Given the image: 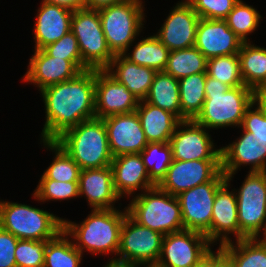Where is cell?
Returning <instances> with one entry per match:
<instances>
[{
    "label": "cell",
    "mask_w": 266,
    "mask_h": 267,
    "mask_svg": "<svg viewBox=\"0 0 266 267\" xmlns=\"http://www.w3.org/2000/svg\"><path fill=\"white\" fill-rule=\"evenodd\" d=\"M35 201H62L79 198L78 182H60L52 179H40L33 191Z\"/></svg>",
    "instance_id": "cell-38"
},
{
    "label": "cell",
    "mask_w": 266,
    "mask_h": 267,
    "mask_svg": "<svg viewBox=\"0 0 266 267\" xmlns=\"http://www.w3.org/2000/svg\"><path fill=\"white\" fill-rule=\"evenodd\" d=\"M127 0H86V8L99 9L108 5L119 4Z\"/></svg>",
    "instance_id": "cell-46"
},
{
    "label": "cell",
    "mask_w": 266,
    "mask_h": 267,
    "mask_svg": "<svg viewBox=\"0 0 266 267\" xmlns=\"http://www.w3.org/2000/svg\"><path fill=\"white\" fill-rule=\"evenodd\" d=\"M113 157L141 153L148 141L136 111L103 118Z\"/></svg>",
    "instance_id": "cell-18"
},
{
    "label": "cell",
    "mask_w": 266,
    "mask_h": 267,
    "mask_svg": "<svg viewBox=\"0 0 266 267\" xmlns=\"http://www.w3.org/2000/svg\"><path fill=\"white\" fill-rule=\"evenodd\" d=\"M225 182V174L220 171L211 181L177 195L184 229L202 233L209 240L215 194Z\"/></svg>",
    "instance_id": "cell-11"
},
{
    "label": "cell",
    "mask_w": 266,
    "mask_h": 267,
    "mask_svg": "<svg viewBox=\"0 0 266 267\" xmlns=\"http://www.w3.org/2000/svg\"><path fill=\"white\" fill-rule=\"evenodd\" d=\"M242 44L225 20L200 18L194 46L207 59L237 54Z\"/></svg>",
    "instance_id": "cell-21"
},
{
    "label": "cell",
    "mask_w": 266,
    "mask_h": 267,
    "mask_svg": "<svg viewBox=\"0 0 266 267\" xmlns=\"http://www.w3.org/2000/svg\"><path fill=\"white\" fill-rule=\"evenodd\" d=\"M164 72L177 80L189 75L207 72V58L195 46L173 50L169 53Z\"/></svg>",
    "instance_id": "cell-33"
},
{
    "label": "cell",
    "mask_w": 266,
    "mask_h": 267,
    "mask_svg": "<svg viewBox=\"0 0 266 267\" xmlns=\"http://www.w3.org/2000/svg\"><path fill=\"white\" fill-rule=\"evenodd\" d=\"M194 267H214V251L212 250Z\"/></svg>",
    "instance_id": "cell-47"
},
{
    "label": "cell",
    "mask_w": 266,
    "mask_h": 267,
    "mask_svg": "<svg viewBox=\"0 0 266 267\" xmlns=\"http://www.w3.org/2000/svg\"><path fill=\"white\" fill-rule=\"evenodd\" d=\"M130 45L134 46L130 53L125 52L122 55L130 62L140 66L155 69L157 72L164 71L169 58L170 50L162 44V42L155 35H148L136 43Z\"/></svg>",
    "instance_id": "cell-29"
},
{
    "label": "cell",
    "mask_w": 266,
    "mask_h": 267,
    "mask_svg": "<svg viewBox=\"0 0 266 267\" xmlns=\"http://www.w3.org/2000/svg\"><path fill=\"white\" fill-rule=\"evenodd\" d=\"M145 101L171 112L181 121L179 82L164 71L155 74Z\"/></svg>",
    "instance_id": "cell-28"
},
{
    "label": "cell",
    "mask_w": 266,
    "mask_h": 267,
    "mask_svg": "<svg viewBox=\"0 0 266 267\" xmlns=\"http://www.w3.org/2000/svg\"><path fill=\"white\" fill-rule=\"evenodd\" d=\"M43 147L54 152L52 163L44 170L40 179L60 182H79L80 167L55 141H40Z\"/></svg>",
    "instance_id": "cell-34"
},
{
    "label": "cell",
    "mask_w": 266,
    "mask_h": 267,
    "mask_svg": "<svg viewBox=\"0 0 266 267\" xmlns=\"http://www.w3.org/2000/svg\"><path fill=\"white\" fill-rule=\"evenodd\" d=\"M241 127L252 133L255 138L266 140V98L264 96H258L246 109Z\"/></svg>",
    "instance_id": "cell-40"
},
{
    "label": "cell",
    "mask_w": 266,
    "mask_h": 267,
    "mask_svg": "<svg viewBox=\"0 0 266 267\" xmlns=\"http://www.w3.org/2000/svg\"><path fill=\"white\" fill-rule=\"evenodd\" d=\"M78 189L79 197H86L90 209H113L121 199L114 187L111 166L81 170Z\"/></svg>",
    "instance_id": "cell-23"
},
{
    "label": "cell",
    "mask_w": 266,
    "mask_h": 267,
    "mask_svg": "<svg viewBox=\"0 0 266 267\" xmlns=\"http://www.w3.org/2000/svg\"><path fill=\"white\" fill-rule=\"evenodd\" d=\"M143 0H127L98 9L109 49L114 55L130 52V45L138 39L145 24Z\"/></svg>",
    "instance_id": "cell-7"
},
{
    "label": "cell",
    "mask_w": 266,
    "mask_h": 267,
    "mask_svg": "<svg viewBox=\"0 0 266 267\" xmlns=\"http://www.w3.org/2000/svg\"><path fill=\"white\" fill-rule=\"evenodd\" d=\"M239 0L224 19L227 26L243 41L249 42L248 35L254 33L263 18L255 7Z\"/></svg>",
    "instance_id": "cell-36"
},
{
    "label": "cell",
    "mask_w": 266,
    "mask_h": 267,
    "mask_svg": "<svg viewBox=\"0 0 266 267\" xmlns=\"http://www.w3.org/2000/svg\"><path fill=\"white\" fill-rule=\"evenodd\" d=\"M207 72L189 75L179 82L181 121L194 120L200 113L206 99L205 84Z\"/></svg>",
    "instance_id": "cell-30"
},
{
    "label": "cell",
    "mask_w": 266,
    "mask_h": 267,
    "mask_svg": "<svg viewBox=\"0 0 266 267\" xmlns=\"http://www.w3.org/2000/svg\"><path fill=\"white\" fill-rule=\"evenodd\" d=\"M0 227L18 239L51 240L63 230V218L29 204L0 200Z\"/></svg>",
    "instance_id": "cell-6"
},
{
    "label": "cell",
    "mask_w": 266,
    "mask_h": 267,
    "mask_svg": "<svg viewBox=\"0 0 266 267\" xmlns=\"http://www.w3.org/2000/svg\"><path fill=\"white\" fill-rule=\"evenodd\" d=\"M164 235L142 226L126 214L120 233L117 261L137 267L155 266L161 254Z\"/></svg>",
    "instance_id": "cell-9"
},
{
    "label": "cell",
    "mask_w": 266,
    "mask_h": 267,
    "mask_svg": "<svg viewBox=\"0 0 266 267\" xmlns=\"http://www.w3.org/2000/svg\"><path fill=\"white\" fill-rule=\"evenodd\" d=\"M183 1V2H182ZM200 17L187 0H181L171 9L164 23L154 35L170 51L193 47Z\"/></svg>",
    "instance_id": "cell-17"
},
{
    "label": "cell",
    "mask_w": 266,
    "mask_h": 267,
    "mask_svg": "<svg viewBox=\"0 0 266 267\" xmlns=\"http://www.w3.org/2000/svg\"><path fill=\"white\" fill-rule=\"evenodd\" d=\"M214 267H235L231 258L220 248L214 251Z\"/></svg>",
    "instance_id": "cell-44"
},
{
    "label": "cell",
    "mask_w": 266,
    "mask_h": 267,
    "mask_svg": "<svg viewBox=\"0 0 266 267\" xmlns=\"http://www.w3.org/2000/svg\"><path fill=\"white\" fill-rule=\"evenodd\" d=\"M83 169L111 166L107 129L101 118L82 121L54 140Z\"/></svg>",
    "instance_id": "cell-4"
},
{
    "label": "cell",
    "mask_w": 266,
    "mask_h": 267,
    "mask_svg": "<svg viewBox=\"0 0 266 267\" xmlns=\"http://www.w3.org/2000/svg\"><path fill=\"white\" fill-rule=\"evenodd\" d=\"M221 171V160H172L165 177L157 185L173 196L211 181Z\"/></svg>",
    "instance_id": "cell-16"
},
{
    "label": "cell",
    "mask_w": 266,
    "mask_h": 267,
    "mask_svg": "<svg viewBox=\"0 0 266 267\" xmlns=\"http://www.w3.org/2000/svg\"><path fill=\"white\" fill-rule=\"evenodd\" d=\"M127 205V214L134 221L164 236L184 229L177 196L158 186L137 193Z\"/></svg>",
    "instance_id": "cell-5"
},
{
    "label": "cell",
    "mask_w": 266,
    "mask_h": 267,
    "mask_svg": "<svg viewBox=\"0 0 266 267\" xmlns=\"http://www.w3.org/2000/svg\"><path fill=\"white\" fill-rule=\"evenodd\" d=\"M83 257L72 239L62 230L46 244L44 267H80Z\"/></svg>",
    "instance_id": "cell-32"
},
{
    "label": "cell",
    "mask_w": 266,
    "mask_h": 267,
    "mask_svg": "<svg viewBox=\"0 0 266 267\" xmlns=\"http://www.w3.org/2000/svg\"><path fill=\"white\" fill-rule=\"evenodd\" d=\"M229 187L230 182L226 181L215 194L209 228V241L214 245L231 242L232 235L235 240L246 238L239 229L236 192L234 189L230 191Z\"/></svg>",
    "instance_id": "cell-19"
},
{
    "label": "cell",
    "mask_w": 266,
    "mask_h": 267,
    "mask_svg": "<svg viewBox=\"0 0 266 267\" xmlns=\"http://www.w3.org/2000/svg\"><path fill=\"white\" fill-rule=\"evenodd\" d=\"M18 238L0 227V267H17L15 249Z\"/></svg>",
    "instance_id": "cell-43"
},
{
    "label": "cell",
    "mask_w": 266,
    "mask_h": 267,
    "mask_svg": "<svg viewBox=\"0 0 266 267\" xmlns=\"http://www.w3.org/2000/svg\"><path fill=\"white\" fill-rule=\"evenodd\" d=\"M47 242L48 240L19 239L15 249L17 267H44Z\"/></svg>",
    "instance_id": "cell-39"
},
{
    "label": "cell",
    "mask_w": 266,
    "mask_h": 267,
    "mask_svg": "<svg viewBox=\"0 0 266 267\" xmlns=\"http://www.w3.org/2000/svg\"><path fill=\"white\" fill-rule=\"evenodd\" d=\"M240 137L221 148V171L226 181H232L241 166L250 167L249 172H266V140L257 139L241 126Z\"/></svg>",
    "instance_id": "cell-14"
},
{
    "label": "cell",
    "mask_w": 266,
    "mask_h": 267,
    "mask_svg": "<svg viewBox=\"0 0 266 267\" xmlns=\"http://www.w3.org/2000/svg\"><path fill=\"white\" fill-rule=\"evenodd\" d=\"M219 246L235 267H266V244L256 238L235 240Z\"/></svg>",
    "instance_id": "cell-31"
},
{
    "label": "cell",
    "mask_w": 266,
    "mask_h": 267,
    "mask_svg": "<svg viewBox=\"0 0 266 267\" xmlns=\"http://www.w3.org/2000/svg\"><path fill=\"white\" fill-rule=\"evenodd\" d=\"M207 75L231 88L245 86L238 53L207 59Z\"/></svg>",
    "instance_id": "cell-37"
},
{
    "label": "cell",
    "mask_w": 266,
    "mask_h": 267,
    "mask_svg": "<svg viewBox=\"0 0 266 267\" xmlns=\"http://www.w3.org/2000/svg\"><path fill=\"white\" fill-rule=\"evenodd\" d=\"M209 130L194 120L180 121L170 138L173 160H221Z\"/></svg>",
    "instance_id": "cell-13"
},
{
    "label": "cell",
    "mask_w": 266,
    "mask_h": 267,
    "mask_svg": "<svg viewBox=\"0 0 266 267\" xmlns=\"http://www.w3.org/2000/svg\"><path fill=\"white\" fill-rule=\"evenodd\" d=\"M105 264L103 267H137L136 265L126 263V262H120L117 260H110Z\"/></svg>",
    "instance_id": "cell-48"
},
{
    "label": "cell",
    "mask_w": 266,
    "mask_h": 267,
    "mask_svg": "<svg viewBox=\"0 0 266 267\" xmlns=\"http://www.w3.org/2000/svg\"><path fill=\"white\" fill-rule=\"evenodd\" d=\"M203 19L224 20L239 0H187Z\"/></svg>",
    "instance_id": "cell-41"
},
{
    "label": "cell",
    "mask_w": 266,
    "mask_h": 267,
    "mask_svg": "<svg viewBox=\"0 0 266 267\" xmlns=\"http://www.w3.org/2000/svg\"><path fill=\"white\" fill-rule=\"evenodd\" d=\"M136 113L139 116L148 143H169L180 122L171 112L153 106L145 100L139 101Z\"/></svg>",
    "instance_id": "cell-26"
},
{
    "label": "cell",
    "mask_w": 266,
    "mask_h": 267,
    "mask_svg": "<svg viewBox=\"0 0 266 267\" xmlns=\"http://www.w3.org/2000/svg\"><path fill=\"white\" fill-rule=\"evenodd\" d=\"M150 179L158 185L172 163V148L169 143L149 142L140 153Z\"/></svg>",
    "instance_id": "cell-35"
},
{
    "label": "cell",
    "mask_w": 266,
    "mask_h": 267,
    "mask_svg": "<svg viewBox=\"0 0 266 267\" xmlns=\"http://www.w3.org/2000/svg\"><path fill=\"white\" fill-rule=\"evenodd\" d=\"M51 4L67 7L71 10L86 8V0H43Z\"/></svg>",
    "instance_id": "cell-45"
},
{
    "label": "cell",
    "mask_w": 266,
    "mask_h": 267,
    "mask_svg": "<svg viewBox=\"0 0 266 267\" xmlns=\"http://www.w3.org/2000/svg\"><path fill=\"white\" fill-rule=\"evenodd\" d=\"M71 31L77 38L85 70H104L110 65L115 55L108 47L98 9L73 10Z\"/></svg>",
    "instance_id": "cell-8"
},
{
    "label": "cell",
    "mask_w": 266,
    "mask_h": 267,
    "mask_svg": "<svg viewBox=\"0 0 266 267\" xmlns=\"http://www.w3.org/2000/svg\"><path fill=\"white\" fill-rule=\"evenodd\" d=\"M90 212L80 224L63 218L64 232L72 238L74 246L82 254H113L115 257L110 259L117 260L121 228L127 214L126 207L122 210L91 209Z\"/></svg>",
    "instance_id": "cell-2"
},
{
    "label": "cell",
    "mask_w": 266,
    "mask_h": 267,
    "mask_svg": "<svg viewBox=\"0 0 266 267\" xmlns=\"http://www.w3.org/2000/svg\"><path fill=\"white\" fill-rule=\"evenodd\" d=\"M111 168L114 187L120 198H130L137 191L142 193L157 186L150 179L140 153L113 157Z\"/></svg>",
    "instance_id": "cell-22"
},
{
    "label": "cell",
    "mask_w": 266,
    "mask_h": 267,
    "mask_svg": "<svg viewBox=\"0 0 266 267\" xmlns=\"http://www.w3.org/2000/svg\"><path fill=\"white\" fill-rule=\"evenodd\" d=\"M205 95L202 109L194 121L209 130L233 126L239 128L246 109L259 96L250 87L231 88L208 75L206 76Z\"/></svg>",
    "instance_id": "cell-3"
},
{
    "label": "cell",
    "mask_w": 266,
    "mask_h": 267,
    "mask_svg": "<svg viewBox=\"0 0 266 267\" xmlns=\"http://www.w3.org/2000/svg\"><path fill=\"white\" fill-rule=\"evenodd\" d=\"M263 236V237H262ZM262 237V238H261ZM256 239L258 241H260L263 244H266V222L264 224L263 229L261 230V232L258 234V236L256 237Z\"/></svg>",
    "instance_id": "cell-49"
},
{
    "label": "cell",
    "mask_w": 266,
    "mask_h": 267,
    "mask_svg": "<svg viewBox=\"0 0 266 267\" xmlns=\"http://www.w3.org/2000/svg\"><path fill=\"white\" fill-rule=\"evenodd\" d=\"M27 69L22 81L36 85L39 91L50 85L71 80L85 71L82 60L52 57L44 49L34 50Z\"/></svg>",
    "instance_id": "cell-15"
},
{
    "label": "cell",
    "mask_w": 266,
    "mask_h": 267,
    "mask_svg": "<svg viewBox=\"0 0 266 267\" xmlns=\"http://www.w3.org/2000/svg\"><path fill=\"white\" fill-rule=\"evenodd\" d=\"M105 70L125 85L139 101L146 99L157 73L155 69L130 62L123 55H115Z\"/></svg>",
    "instance_id": "cell-25"
},
{
    "label": "cell",
    "mask_w": 266,
    "mask_h": 267,
    "mask_svg": "<svg viewBox=\"0 0 266 267\" xmlns=\"http://www.w3.org/2000/svg\"><path fill=\"white\" fill-rule=\"evenodd\" d=\"M240 232L256 238L266 222V172H249L235 189Z\"/></svg>",
    "instance_id": "cell-10"
},
{
    "label": "cell",
    "mask_w": 266,
    "mask_h": 267,
    "mask_svg": "<svg viewBox=\"0 0 266 267\" xmlns=\"http://www.w3.org/2000/svg\"><path fill=\"white\" fill-rule=\"evenodd\" d=\"M50 56L65 60H82L78 41L70 30L61 39L43 48Z\"/></svg>",
    "instance_id": "cell-42"
},
{
    "label": "cell",
    "mask_w": 266,
    "mask_h": 267,
    "mask_svg": "<svg viewBox=\"0 0 266 267\" xmlns=\"http://www.w3.org/2000/svg\"><path fill=\"white\" fill-rule=\"evenodd\" d=\"M95 84L96 69H88L40 91L45 106L41 141H54L67 129L95 118Z\"/></svg>",
    "instance_id": "cell-1"
},
{
    "label": "cell",
    "mask_w": 266,
    "mask_h": 267,
    "mask_svg": "<svg viewBox=\"0 0 266 267\" xmlns=\"http://www.w3.org/2000/svg\"><path fill=\"white\" fill-rule=\"evenodd\" d=\"M139 100L105 69L96 70L95 117L105 118L114 114L136 111Z\"/></svg>",
    "instance_id": "cell-20"
},
{
    "label": "cell",
    "mask_w": 266,
    "mask_h": 267,
    "mask_svg": "<svg viewBox=\"0 0 266 267\" xmlns=\"http://www.w3.org/2000/svg\"><path fill=\"white\" fill-rule=\"evenodd\" d=\"M214 245L199 232L183 229L163 237L161 254L155 267H194L212 251Z\"/></svg>",
    "instance_id": "cell-12"
},
{
    "label": "cell",
    "mask_w": 266,
    "mask_h": 267,
    "mask_svg": "<svg viewBox=\"0 0 266 267\" xmlns=\"http://www.w3.org/2000/svg\"><path fill=\"white\" fill-rule=\"evenodd\" d=\"M38 7L34 24V49H43L71 30L73 10L45 1Z\"/></svg>",
    "instance_id": "cell-24"
},
{
    "label": "cell",
    "mask_w": 266,
    "mask_h": 267,
    "mask_svg": "<svg viewBox=\"0 0 266 267\" xmlns=\"http://www.w3.org/2000/svg\"><path fill=\"white\" fill-rule=\"evenodd\" d=\"M243 42L238 53L241 75L245 86L259 96L266 94V48Z\"/></svg>",
    "instance_id": "cell-27"
}]
</instances>
